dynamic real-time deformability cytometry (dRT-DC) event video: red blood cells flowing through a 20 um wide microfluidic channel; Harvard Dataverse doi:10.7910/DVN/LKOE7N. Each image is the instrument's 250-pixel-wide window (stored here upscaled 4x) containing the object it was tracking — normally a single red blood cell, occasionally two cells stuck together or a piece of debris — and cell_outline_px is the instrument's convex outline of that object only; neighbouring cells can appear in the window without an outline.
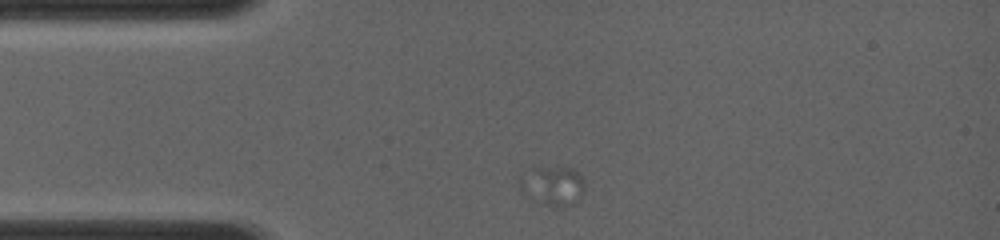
{"species": "common noctule bat (a hibernating species)", "species_latin": "Nyctalus noctula", "temperature_condition": "room temperature", "stored_images_in_passage": 13, "camera_frame_rate_fps": 4000, "um_per_image_px": 0.085, "animal": {"sex": "female", "body_mass_g": 19.0, "forearm_length_mm": 56.7}, "frame": {"image": 1, "passage_image": 1, "time_ms": 0.0, "image_size_px": [1000, 240], "cell_outline_px": [[584, 192], [572, 204], [556, 208], [552, 208], [540, 200], [540, 172], [544, 168], [572, 168], [580, 176], [584, 184]], "centroid_in_image_um": [47.62, 15.88], "position_along_channel_um": 37.4, "area_um2": 10.64}}